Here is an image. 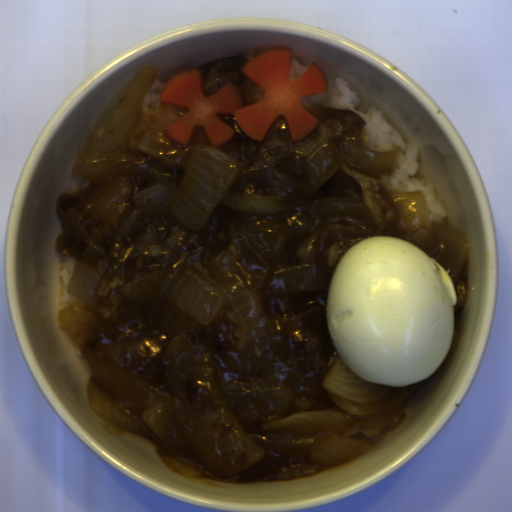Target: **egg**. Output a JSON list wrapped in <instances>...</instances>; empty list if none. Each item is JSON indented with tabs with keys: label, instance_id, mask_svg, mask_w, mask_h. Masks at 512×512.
I'll return each mask as SVG.
<instances>
[{
	"label": "egg",
	"instance_id": "1",
	"mask_svg": "<svg viewBox=\"0 0 512 512\" xmlns=\"http://www.w3.org/2000/svg\"><path fill=\"white\" fill-rule=\"evenodd\" d=\"M457 292L441 263L394 236L349 247L329 279L326 322L340 359L370 383L410 387L443 364Z\"/></svg>",
	"mask_w": 512,
	"mask_h": 512
}]
</instances>
